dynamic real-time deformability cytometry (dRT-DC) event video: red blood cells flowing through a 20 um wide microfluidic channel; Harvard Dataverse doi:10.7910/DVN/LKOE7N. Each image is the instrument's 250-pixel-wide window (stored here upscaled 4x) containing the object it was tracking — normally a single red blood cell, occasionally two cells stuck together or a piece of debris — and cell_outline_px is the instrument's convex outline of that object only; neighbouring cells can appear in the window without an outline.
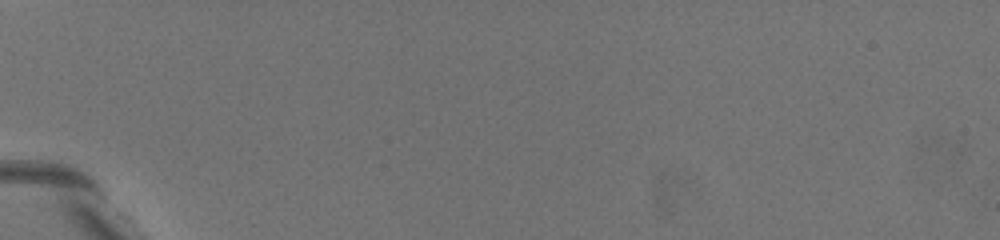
{"species": "common noctule bat (a hibernating species)", "species_latin": "Nyctalus noctula", "temperature_condition": "warm", "stored_images_in_passage": 2, "camera_frame_rate_fps": 3000, "um_per_image_px": 0.085, "animal": {"sex": "female", "body_mass_g": 19.5, "forearm_length_mm": 54.1}, "frame": {"image": 1, "passage_image": 1, "time_ms": 0.0, "image_size_px": [1000, 240], "cell_outline_px": [[176, 204], [168, 212], [120, 168], [116, 164], [104, 144], [104, 140], [108, 136], [128, 140], [164, 176], [176, 200]], "centroid_in_image_um": [11.97, 14.53], "position_along_channel_um": 73.0, "area_um2": 14.74}}